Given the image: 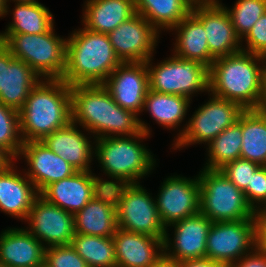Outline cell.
I'll use <instances>...</instances> for the list:
<instances>
[{
	"label": "cell",
	"mask_w": 266,
	"mask_h": 267,
	"mask_svg": "<svg viewBox=\"0 0 266 267\" xmlns=\"http://www.w3.org/2000/svg\"><path fill=\"white\" fill-rule=\"evenodd\" d=\"M72 122L82 126L95 139L131 136L151 130L139 115L121 108L103 84L71 86Z\"/></svg>",
	"instance_id": "6da1fadb"
},
{
	"label": "cell",
	"mask_w": 266,
	"mask_h": 267,
	"mask_svg": "<svg viewBox=\"0 0 266 267\" xmlns=\"http://www.w3.org/2000/svg\"><path fill=\"white\" fill-rule=\"evenodd\" d=\"M209 93L236 102L244 109L263 108L266 58L241 51L215 59L209 67Z\"/></svg>",
	"instance_id": "7a4b0ae2"
},
{
	"label": "cell",
	"mask_w": 266,
	"mask_h": 267,
	"mask_svg": "<svg viewBox=\"0 0 266 267\" xmlns=\"http://www.w3.org/2000/svg\"><path fill=\"white\" fill-rule=\"evenodd\" d=\"M71 86L61 79H41L19 110L23 142L41 141L72 121Z\"/></svg>",
	"instance_id": "3957f363"
},
{
	"label": "cell",
	"mask_w": 266,
	"mask_h": 267,
	"mask_svg": "<svg viewBox=\"0 0 266 267\" xmlns=\"http://www.w3.org/2000/svg\"><path fill=\"white\" fill-rule=\"evenodd\" d=\"M70 36L67 38L66 68L61 79L68 85L103 84L122 63L108 34L79 28Z\"/></svg>",
	"instance_id": "277c9868"
},
{
	"label": "cell",
	"mask_w": 266,
	"mask_h": 267,
	"mask_svg": "<svg viewBox=\"0 0 266 267\" xmlns=\"http://www.w3.org/2000/svg\"><path fill=\"white\" fill-rule=\"evenodd\" d=\"M146 137L149 135L141 131L131 136L103 137L95 139L92 143L95 145L93 157L98 159L104 174L109 176V179L112 178L110 187L140 183L138 181L154 169L156 160L151 151L140 141Z\"/></svg>",
	"instance_id": "5b68a950"
},
{
	"label": "cell",
	"mask_w": 266,
	"mask_h": 267,
	"mask_svg": "<svg viewBox=\"0 0 266 267\" xmlns=\"http://www.w3.org/2000/svg\"><path fill=\"white\" fill-rule=\"evenodd\" d=\"M54 30L41 34H0V42L42 79H62L66 68L67 39L54 34Z\"/></svg>",
	"instance_id": "8992f818"
},
{
	"label": "cell",
	"mask_w": 266,
	"mask_h": 267,
	"mask_svg": "<svg viewBox=\"0 0 266 267\" xmlns=\"http://www.w3.org/2000/svg\"><path fill=\"white\" fill-rule=\"evenodd\" d=\"M200 172L201 214L212 222L254 219L255 210L248 203L244 192L220 169L203 168Z\"/></svg>",
	"instance_id": "52a82bcc"
},
{
	"label": "cell",
	"mask_w": 266,
	"mask_h": 267,
	"mask_svg": "<svg viewBox=\"0 0 266 267\" xmlns=\"http://www.w3.org/2000/svg\"><path fill=\"white\" fill-rule=\"evenodd\" d=\"M116 205L117 227L164 240L166 228L162 224L156 200L140 183L111 186Z\"/></svg>",
	"instance_id": "ba28073f"
},
{
	"label": "cell",
	"mask_w": 266,
	"mask_h": 267,
	"mask_svg": "<svg viewBox=\"0 0 266 267\" xmlns=\"http://www.w3.org/2000/svg\"><path fill=\"white\" fill-rule=\"evenodd\" d=\"M152 58L146 61L149 90L181 95L190 100L195 93L209 92V68L204 64L173 54L153 65Z\"/></svg>",
	"instance_id": "9c48e42d"
},
{
	"label": "cell",
	"mask_w": 266,
	"mask_h": 267,
	"mask_svg": "<svg viewBox=\"0 0 266 267\" xmlns=\"http://www.w3.org/2000/svg\"><path fill=\"white\" fill-rule=\"evenodd\" d=\"M208 102L195 110L184 129L174 140V150L192 144L208 145L224 129L235 124L245 110L240 104L217 97L211 93ZM212 96V97H211Z\"/></svg>",
	"instance_id": "30bf717a"
},
{
	"label": "cell",
	"mask_w": 266,
	"mask_h": 267,
	"mask_svg": "<svg viewBox=\"0 0 266 267\" xmlns=\"http://www.w3.org/2000/svg\"><path fill=\"white\" fill-rule=\"evenodd\" d=\"M206 244V257L232 266L256 249L255 221L213 222Z\"/></svg>",
	"instance_id": "8fae6325"
},
{
	"label": "cell",
	"mask_w": 266,
	"mask_h": 267,
	"mask_svg": "<svg viewBox=\"0 0 266 267\" xmlns=\"http://www.w3.org/2000/svg\"><path fill=\"white\" fill-rule=\"evenodd\" d=\"M159 188L155 198L156 207L162 224L169 225L200 212V182L194 179L171 175Z\"/></svg>",
	"instance_id": "7c38bea8"
},
{
	"label": "cell",
	"mask_w": 266,
	"mask_h": 267,
	"mask_svg": "<svg viewBox=\"0 0 266 267\" xmlns=\"http://www.w3.org/2000/svg\"><path fill=\"white\" fill-rule=\"evenodd\" d=\"M219 0L194 2L191 13L203 24L210 54L215 58L242 51L231 17Z\"/></svg>",
	"instance_id": "4fadbf2b"
},
{
	"label": "cell",
	"mask_w": 266,
	"mask_h": 267,
	"mask_svg": "<svg viewBox=\"0 0 266 267\" xmlns=\"http://www.w3.org/2000/svg\"><path fill=\"white\" fill-rule=\"evenodd\" d=\"M160 33L139 13L108 34L121 62H146L153 57Z\"/></svg>",
	"instance_id": "5bb4252c"
},
{
	"label": "cell",
	"mask_w": 266,
	"mask_h": 267,
	"mask_svg": "<svg viewBox=\"0 0 266 267\" xmlns=\"http://www.w3.org/2000/svg\"><path fill=\"white\" fill-rule=\"evenodd\" d=\"M25 221L29 223L26 229L45 244V248L70 245L75 235L74 214L46 201L40 195L34 200Z\"/></svg>",
	"instance_id": "9a60e30c"
},
{
	"label": "cell",
	"mask_w": 266,
	"mask_h": 267,
	"mask_svg": "<svg viewBox=\"0 0 266 267\" xmlns=\"http://www.w3.org/2000/svg\"><path fill=\"white\" fill-rule=\"evenodd\" d=\"M103 187H110V181L95 176L91 171H77L70 177L46 186L39 195L63 210L75 214Z\"/></svg>",
	"instance_id": "2e32d148"
},
{
	"label": "cell",
	"mask_w": 266,
	"mask_h": 267,
	"mask_svg": "<svg viewBox=\"0 0 266 267\" xmlns=\"http://www.w3.org/2000/svg\"><path fill=\"white\" fill-rule=\"evenodd\" d=\"M103 86L121 108L136 115L144 112V101L149 90L146 62H122Z\"/></svg>",
	"instance_id": "e0dca14e"
},
{
	"label": "cell",
	"mask_w": 266,
	"mask_h": 267,
	"mask_svg": "<svg viewBox=\"0 0 266 267\" xmlns=\"http://www.w3.org/2000/svg\"><path fill=\"white\" fill-rule=\"evenodd\" d=\"M212 221L200 212L177 221L174 227V239L169 238L166 229L163 240L164 255L177 262L206 257V243Z\"/></svg>",
	"instance_id": "ac0fdd59"
},
{
	"label": "cell",
	"mask_w": 266,
	"mask_h": 267,
	"mask_svg": "<svg viewBox=\"0 0 266 267\" xmlns=\"http://www.w3.org/2000/svg\"><path fill=\"white\" fill-rule=\"evenodd\" d=\"M40 79V80H39ZM41 77L0 42V102L19 111Z\"/></svg>",
	"instance_id": "d6986e66"
},
{
	"label": "cell",
	"mask_w": 266,
	"mask_h": 267,
	"mask_svg": "<svg viewBox=\"0 0 266 267\" xmlns=\"http://www.w3.org/2000/svg\"><path fill=\"white\" fill-rule=\"evenodd\" d=\"M22 156L29 166L25 175L32 181L38 193L51 183L70 177L77 172L42 141L23 142L18 159H22Z\"/></svg>",
	"instance_id": "ffe728a7"
},
{
	"label": "cell",
	"mask_w": 266,
	"mask_h": 267,
	"mask_svg": "<svg viewBox=\"0 0 266 267\" xmlns=\"http://www.w3.org/2000/svg\"><path fill=\"white\" fill-rule=\"evenodd\" d=\"M117 229L116 205L111 187H103L74 214L75 233L112 237Z\"/></svg>",
	"instance_id": "44dd1931"
},
{
	"label": "cell",
	"mask_w": 266,
	"mask_h": 267,
	"mask_svg": "<svg viewBox=\"0 0 266 267\" xmlns=\"http://www.w3.org/2000/svg\"><path fill=\"white\" fill-rule=\"evenodd\" d=\"M112 239L116 267H152L164 254L162 238L134 233L117 227Z\"/></svg>",
	"instance_id": "7402d4cb"
},
{
	"label": "cell",
	"mask_w": 266,
	"mask_h": 267,
	"mask_svg": "<svg viewBox=\"0 0 266 267\" xmlns=\"http://www.w3.org/2000/svg\"><path fill=\"white\" fill-rule=\"evenodd\" d=\"M45 247L26 228H7L0 234V265L42 267Z\"/></svg>",
	"instance_id": "603a6c76"
},
{
	"label": "cell",
	"mask_w": 266,
	"mask_h": 267,
	"mask_svg": "<svg viewBox=\"0 0 266 267\" xmlns=\"http://www.w3.org/2000/svg\"><path fill=\"white\" fill-rule=\"evenodd\" d=\"M77 127L78 125L71 121L67 126L55 130L41 141L77 171H92L90 164L95 154L93 151L95 147Z\"/></svg>",
	"instance_id": "cb8c5ba5"
},
{
	"label": "cell",
	"mask_w": 266,
	"mask_h": 267,
	"mask_svg": "<svg viewBox=\"0 0 266 267\" xmlns=\"http://www.w3.org/2000/svg\"><path fill=\"white\" fill-rule=\"evenodd\" d=\"M13 163L0 170V210L20 220H26L34 200L39 195L32 181L22 176Z\"/></svg>",
	"instance_id": "d4e9b609"
},
{
	"label": "cell",
	"mask_w": 266,
	"mask_h": 267,
	"mask_svg": "<svg viewBox=\"0 0 266 267\" xmlns=\"http://www.w3.org/2000/svg\"><path fill=\"white\" fill-rule=\"evenodd\" d=\"M84 4V28L96 33L109 34L136 13L134 0H87Z\"/></svg>",
	"instance_id": "484cf974"
},
{
	"label": "cell",
	"mask_w": 266,
	"mask_h": 267,
	"mask_svg": "<svg viewBox=\"0 0 266 267\" xmlns=\"http://www.w3.org/2000/svg\"><path fill=\"white\" fill-rule=\"evenodd\" d=\"M177 31L173 54L181 59L196 60L208 68L215 58L210 54L203 24L190 13L171 29Z\"/></svg>",
	"instance_id": "4316f807"
},
{
	"label": "cell",
	"mask_w": 266,
	"mask_h": 267,
	"mask_svg": "<svg viewBox=\"0 0 266 267\" xmlns=\"http://www.w3.org/2000/svg\"><path fill=\"white\" fill-rule=\"evenodd\" d=\"M135 11L148 20L158 31H168L190 13L193 0H134Z\"/></svg>",
	"instance_id": "83f0119b"
},
{
	"label": "cell",
	"mask_w": 266,
	"mask_h": 267,
	"mask_svg": "<svg viewBox=\"0 0 266 267\" xmlns=\"http://www.w3.org/2000/svg\"><path fill=\"white\" fill-rule=\"evenodd\" d=\"M241 158L266 166V110L245 109L242 112Z\"/></svg>",
	"instance_id": "f1b7e54d"
},
{
	"label": "cell",
	"mask_w": 266,
	"mask_h": 267,
	"mask_svg": "<svg viewBox=\"0 0 266 267\" xmlns=\"http://www.w3.org/2000/svg\"><path fill=\"white\" fill-rule=\"evenodd\" d=\"M190 103L189 98L181 95L148 90L143 110L148 111L160 126L175 129L185 119Z\"/></svg>",
	"instance_id": "f546056e"
},
{
	"label": "cell",
	"mask_w": 266,
	"mask_h": 267,
	"mask_svg": "<svg viewBox=\"0 0 266 267\" xmlns=\"http://www.w3.org/2000/svg\"><path fill=\"white\" fill-rule=\"evenodd\" d=\"M12 12V23L0 34H41L54 28V16L38 1L16 2Z\"/></svg>",
	"instance_id": "4dcf8cb0"
},
{
	"label": "cell",
	"mask_w": 266,
	"mask_h": 267,
	"mask_svg": "<svg viewBox=\"0 0 266 267\" xmlns=\"http://www.w3.org/2000/svg\"><path fill=\"white\" fill-rule=\"evenodd\" d=\"M242 136L241 114L235 124L224 129L208 144V163L203 168L220 169L228 162L241 158Z\"/></svg>",
	"instance_id": "1f68e13d"
},
{
	"label": "cell",
	"mask_w": 266,
	"mask_h": 267,
	"mask_svg": "<svg viewBox=\"0 0 266 267\" xmlns=\"http://www.w3.org/2000/svg\"><path fill=\"white\" fill-rule=\"evenodd\" d=\"M71 246L85 260L88 267H116L112 237L75 233Z\"/></svg>",
	"instance_id": "d6a6232c"
},
{
	"label": "cell",
	"mask_w": 266,
	"mask_h": 267,
	"mask_svg": "<svg viewBox=\"0 0 266 267\" xmlns=\"http://www.w3.org/2000/svg\"><path fill=\"white\" fill-rule=\"evenodd\" d=\"M224 7L231 17L236 35L242 39L266 12V0H238L231 10Z\"/></svg>",
	"instance_id": "836d02e7"
},
{
	"label": "cell",
	"mask_w": 266,
	"mask_h": 267,
	"mask_svg": "<svg viewBox=\"0 0 266 267\" xmlns=\"http://www.w3.org/2000/svg\"><path fill=\"white\" fill-rule=\"evenodd\" d=\"M22 145L19 111L0 102V146L7 150L16 161Z\"/></svg>",
	"instance_id": "e575fe53"
},
{
	"label": "cell",
	"mask_w": 266,
	"mask_h": 267,
	"mask_svg": "<svg viewBox=\"0 0 266 267\" xmlns=\"http://www.w3.org/2000/svg\"><path fill=\"white\" fill-rule=\"evenodd\" d=\"M44 263L48 267H88L71 244L45 248Z\"/></svg>",
	"instance_id": "d590c367"
},
{
	"label": "cell",
	"mask_w": 266,
	"mask_h": 267,
	"mask_svg": "<svg viewBox=\"0 0 266 267\" xmlns=\"http://www.w3.org/2000/svg\"><path fill=\"white\" fill-rule=\"evenodd\" d=\"M259 167L260 165L255 162L238 158L228 162L220 170L240 190L244 191L247 186H251L252 173Z\"/></svg>",
	"instance_id": "8d00e7d4"
},
{
	"label": "cell",
	"mask_w": 266,
	"mask_h": 267,
	"mask_svg": "<svg viewBox=\"0 0 266 267\" xmlns=\"http://www.w3.org/2000/svg\"><path fill=\"white\" fill-rule=\"evenodd\" d=\"M244 37L241 39V43L245 39L247 45L241 47L242 51L266 58V12Z\"/></svg>",
	"instance_id": "74e56055"
},
{
	"label": "cell",
	"mask_w": 266,
	"mask_h": 267,
	"mask_svg": "<svg viewBox=\"0 0 266 267\" xmlns=\"http://www.w3.org/2000/svg\"><path fill=\"white\" fill-rule=\"evenodd\" d=\"M243 192L254 210L266 200V166H260L252 173L251 186H247Z\"/></svg>",
	"instance_id": "f35d334b"
},
{
	"label": "cell",
	"mask_w": 266,
	"mask_h": 267,
	"mask_svg": "<svg viewBox=\"0 0 266 267\" xmlns=\"http://www.w3.org/2000/svg\"><path fill=\"white\" fill-rule=\"evenodd\" d=\"M256 249L266 253V210H255Z\"/></svg>",
	"instance_id": "ab89813d"
},
{
	"label": "cell",
	"mask_w": 266,
	"mask_h": 267,
	"mask_svg": "<svg viewBox=\"0 0 266 267\" xmlns=\"http://www.w3.org/2000/svg\"><path fill=\"white\" fill-rule=\"evenodd\" d=\"M231 267H266V253L255 249L252 253L243 256Z\"/></svg>",
	"instance_id": "60d3db41"
},
{
	"label": "cell",
	"mask_w": 266,
	"mask_h": 267,
	"mask_svg": "<svg viewBox=\"0 0 266 267\" xmlns=\"http://www.w3.org/2000/svg\"><path fill=\"white\" fill-rule=\"evenodd\" d=\"M179 267H226L223 263L208 257L188 259L179 262Z\"/></svg>",
	"instance_id": "b9f144b4"
},
{
	"label": "cell",
	"mask_w": 266,
	"mask_h": 267,
	"mask_svg": "<svg viewBox=\"0 0 266 267\" xmlns=\"http://www.w3.org/2000/svg\"><path fill=\"white\" fill-rule=\"evenodd\" d=\"M15 159L7 150L0 146V170L8 168Z\"/></svg>",
	"instance_id": "7bdbcfd3"
},
{
	"label": "cell",
	"mask_w": 266,
	"mask_h": 267,
	"mask_svg": "<svg viewBox=\"0 0 266 267\" xmlns=\"http://www.w3.org/2000/svg\"><path fill=\"white\" fill-rule=\"evenodd\" d=\"M152 267H179V262L163 254Z\"/></svg>",
	"instance_id": "ee69618b"
},
{
	"label": "cell",
	"mask_w": 266,
	"mask_h": 267,
	"mask_svg": "<svg viewBox=\"0 0 266 267\" xmlns=\"http://www.w3.org/2000/svg\"><path fill=\"white\" fill-rule=\"evenodd\" d=\"M8 6L9 5H6L5 0H0V18L7 15V12H11Z\"/></svg>",
	"instance_id": "f6af8a7d"
},
{
	"label": "cell",
	"mask_w": 266,
	"mask_h": 267,
	"mask_svg": "<svg viewBox=\"0 0 266 267\" xmlns=\"http://www.w3.org/2000/svg\"><path fill=\"white\" fill-rule=\"evenodd\" d=\"M13 2H35L37 0H12ZM6 2V5H7V2H9V0H5ZM11 2V0H10Z\"/></svg>",
	"instance_id": "bcb514c9"
},
{
	"label": "cell",
	"mask_w": 266,
	"mask_h": 267,
	"mask_svg": "<svg viewBox=\"0 0 266 267\" xmlns=\"http://www.w3.org/2000/svg\"><path fill=\"white\" fill-rule=\"evenodd\" d=\"M256 210H266V200Z\"/></svg>",
	"instance_id": "7dc6e473"
},
{
	"label": "cell",
	"mask_w": 266,
	"mask_h": 267,
	"mask_svg": "<svg viewBox=\"0 0 266 267\" xmlns=\"http://www.w3.org/2000/svg\"><path fill=\"white\" fill-rule=\"evenodd\" d=\"M194 2H204V1H211V0H193Z\"/></svg>",
	"instance_id": "c3c4849f"
},
{
	"label": "cell",
	"mask_w": 266,
	"mask_h": 267,
	"mask_svg": "<svg viewBox=\"0 0 266 267\" xmlns=\"http://www.w3.org/2000/svg\"><path fill=\"white\" fill-rule=\"evenodd\" d=\"M263 108L266 110V99H265V103H264Z\"/></svg>",
	"instance_id": "681fc988"
}]
</instances>
